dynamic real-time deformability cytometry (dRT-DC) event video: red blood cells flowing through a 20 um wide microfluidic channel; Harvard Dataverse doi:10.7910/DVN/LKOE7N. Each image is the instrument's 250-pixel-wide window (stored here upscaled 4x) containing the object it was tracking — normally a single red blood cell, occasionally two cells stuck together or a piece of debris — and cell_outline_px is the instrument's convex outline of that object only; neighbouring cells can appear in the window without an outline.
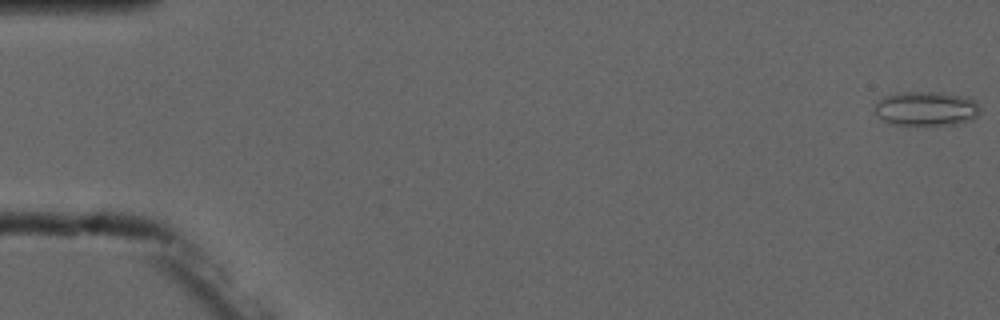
{"species": "common noctule bat (a hibernating species)", "species_latin": "Nyctalus noctula", "temperature_condition": "cold", "stored_images_in_passage": 7, "camera_frame_rate_fps": 3000, "um_per_image_px": 0.085, "animal": {"sex": "male", "forearm_length_mm": 52.5}, "frame": {"image": 1, "passage_image": 1, "time_ms": 0.0, "image_size_px": [1000, 320], "cell_outline_px": [[980, 112], [972, 120], [956, 124], [896, 124], [884, 120], [876, 112], [876, 104], [884, 96], [904, 92], [940, 92], [968, 96], [976, 100], [980, 108]], "centroid_in_image_um": [78.82, 9.21], "position_along_channel_um": 6.2, "area_um2": 20.87}}
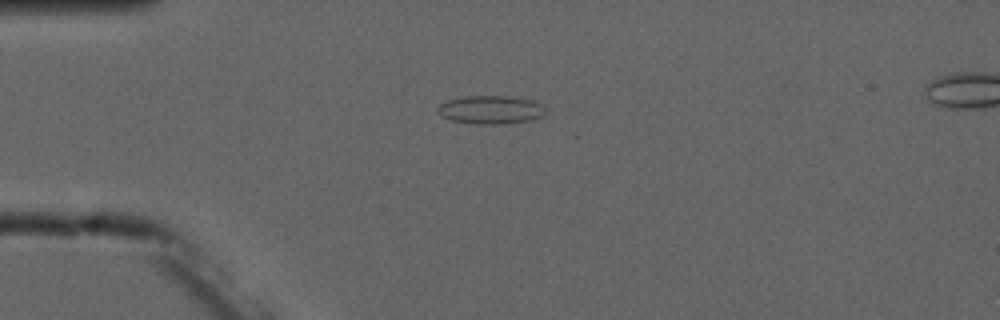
{"frame": {"image": 2, "passage_image": 5, "time_ms": 4.333, "image_size_px": [1000, 320], "cell_outline_px": [[544, 116], [528, 120], [500, 124], [476, 124], [452, 120], [440, 116], [436, 112], [436, 108], [440, 104], [448, 100], [464, 96], [512, 96], [532, 100], [540, 104], [544, 108]], "centroid_in_image_um": [41.66, 9.32], "position_along_channel_um": 43.3, "area_um2": 17.8}}